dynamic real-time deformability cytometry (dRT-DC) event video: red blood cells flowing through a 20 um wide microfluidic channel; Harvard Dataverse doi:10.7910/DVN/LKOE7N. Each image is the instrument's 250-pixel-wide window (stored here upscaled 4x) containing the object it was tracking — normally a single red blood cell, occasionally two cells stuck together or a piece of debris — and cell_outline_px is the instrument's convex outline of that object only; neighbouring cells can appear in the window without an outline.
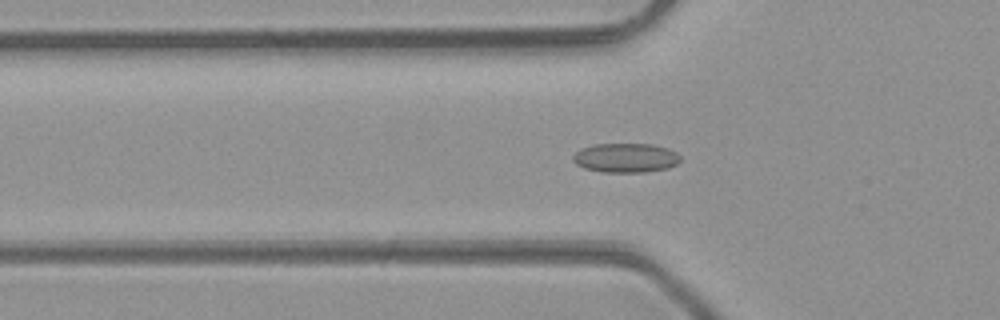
{"species": "common noctule bat (a hibernating species)", "species_latin": "Nyctalus noctula", "temperature_condition": "room temperature", "stored_images_in_passage": 48, "camera_frame_rate_fps": 3000, "um_per_image_px": 0.085, "animal": {"sex": "male", "body_mass_g": 23.1, "forearm_length_mm": 52.7}, "frame": {"image": 1, "passage_image": 16, "time_ms": 5.0, "image_size_px": [1000, 320], "cell_outline_px": [[680, 160], [676, 164], [668, 168], [648, 172], [600, 172], [584, 168], [576, 164], [572, 160], [572, 156], [580, 148], [592, 144], [652, 144], [668, 148], [676, 152], [680, 156]], "centroid_in_image_um": [53.16, 13.41], "position_along_channel_um": 72.6, "area_um2": 18.55}}
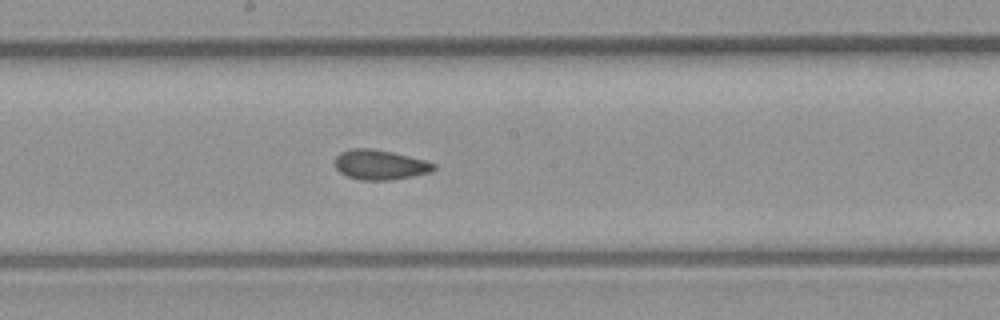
{"frame": {"image": 2, "passage_image": 26, "time_ms": 8.333, "image_size_px": [1000, 320], "cell_outline_px": [[436, 168], [428, 172], [412, 176], [388, 180], [360, 180], [348, 176], [340, 172], [336, 168], [336, 156], [340, 152], [352, 148], [372, 148], [392, 152], [424, 160], [436, 164]], "centroid_in_image_um": [32.28, 13.99], "position_along_channel_um": 215.9, "area_um2": 16.99}}
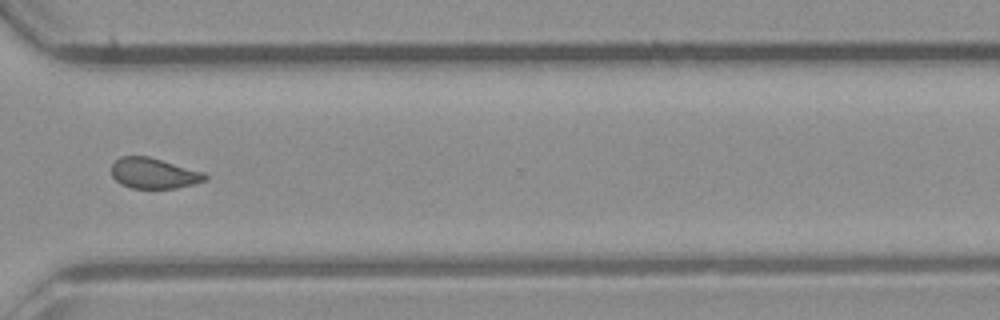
{"frame": {"image": 3, "passage_image": 36, "time_ms": 11.667, "image_size_px": [1000, 320], "cell_outline_px": [[208, 180], [176, 188], [132, 188], [120, 184], [112, 176], [112, 164], [120, 156], [148, 156], [204, 172], [208, 176]], "centroid_in_image_um": [13.07, 14.73], "position_along_channel_um": 357.5, "area_um2": 16.65}, "authors_computed_cell_mechanics": {"area_um2": 17.2822, "velocity_mm_per_s": 4.2606, "shape_relaxation_time_tau1_ms": null, "shape_relaxation_time_tau2_ms": 1.5499, "deformation_change_tau1": null, "deformation_change_tau2": 0.0797}}